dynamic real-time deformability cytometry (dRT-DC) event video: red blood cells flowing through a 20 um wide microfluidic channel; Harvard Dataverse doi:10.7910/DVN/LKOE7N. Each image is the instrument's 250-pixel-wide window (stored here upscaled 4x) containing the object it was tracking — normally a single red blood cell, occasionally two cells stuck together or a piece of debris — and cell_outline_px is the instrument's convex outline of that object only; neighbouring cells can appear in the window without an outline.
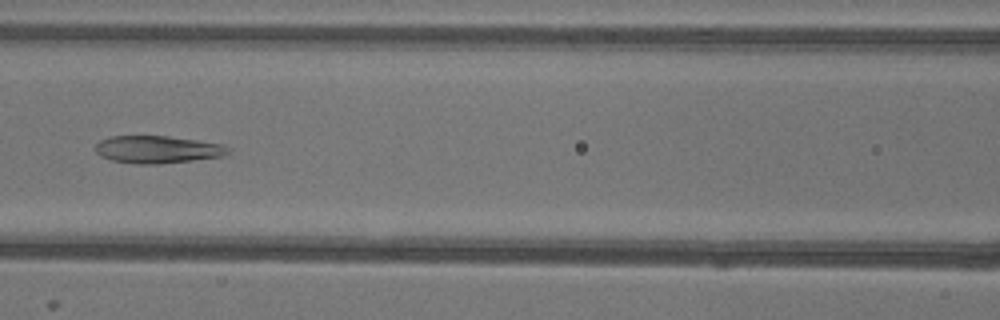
{"species": "common noctule bat (a hibernating species)", "species_latin": "Nyctalus noctula", "temperature_condition": "warm", "stored_images_in_passage": 34, "camera_frame_rate_fps": 3000, "um_per_image_px": 0.085, "animal": {"sex": "female"}, "frame": {"image": 1, "passage_image": 8, "time_ms": 2.333, "image_size_px": [1000, 320], "cell_outline_px": [[228, 152], [220, 156], [192, 160], [160, 164], [136, 164], [112, 160], [100, 156], [96, 152], [96, 144], [100, 140], [112, 136], [168, 136], [196, 140], [220, 144], [228, 148]], "centroid_in_image_um": [13.32, 12.7], "position_along_channel_um": 153.3, "area_um2": 20.92}}
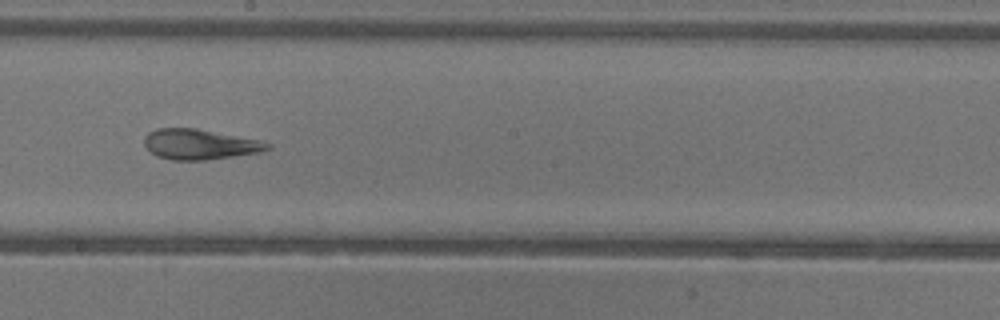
{"frame": {"image": 2, "passage_image": 14, "time_ms": 4.333, "image_size_px": [1000, 320], "cell_outline_px": [[272, 148], [260, 152], [204, 160], [172, 160], [156, 156], [144, 144], [144, 136], [148, 132], [156, 128], [196, 128], [260, 140], [272, 144]], "centroid_in_image_um": [16.97, 12.26], "position_along_channel_um": 231.2, "area_um2": 21.73}}
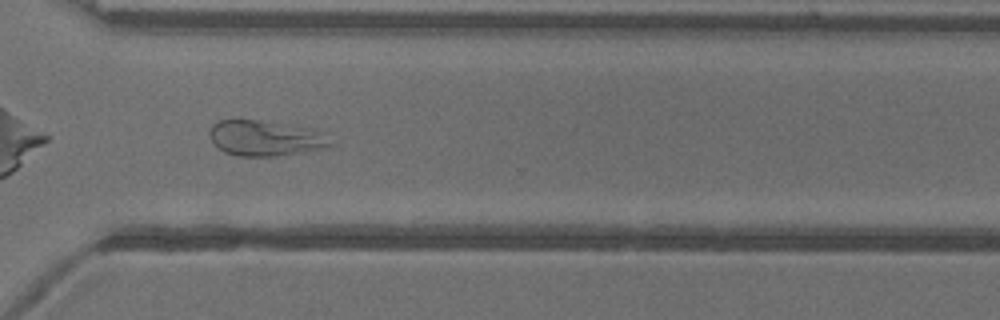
{"frame": {"image": 3, "passage_image": 23, "time_ms": 7.333, "image_size_px": [1000, 320], "cell_outline_px": [[336, 144], [324, 148], [304, 152], [276, 156], [236, 156], [224, 152], [216, 148], [212, 144], [208, 136], [208, 132], [212, 124], [220, 120], [256, 120], [304, 128], [324, 132]], "centroid_in_image_um": [22.51, 11.77], "position_along_channel_um": 348.1, "area_um2": 25.14}, "authors_computed_cell_mechanics": {"area_um2": 22.5131, "velocity_mm_per_s": 3.8985, "shape_relaxation_time_tau1_ms": null, "shape_relaxation_time_tau2_ms": 1.808, "deformation_change_tau1": null, "deformation_change_tau2": 0.1103}}